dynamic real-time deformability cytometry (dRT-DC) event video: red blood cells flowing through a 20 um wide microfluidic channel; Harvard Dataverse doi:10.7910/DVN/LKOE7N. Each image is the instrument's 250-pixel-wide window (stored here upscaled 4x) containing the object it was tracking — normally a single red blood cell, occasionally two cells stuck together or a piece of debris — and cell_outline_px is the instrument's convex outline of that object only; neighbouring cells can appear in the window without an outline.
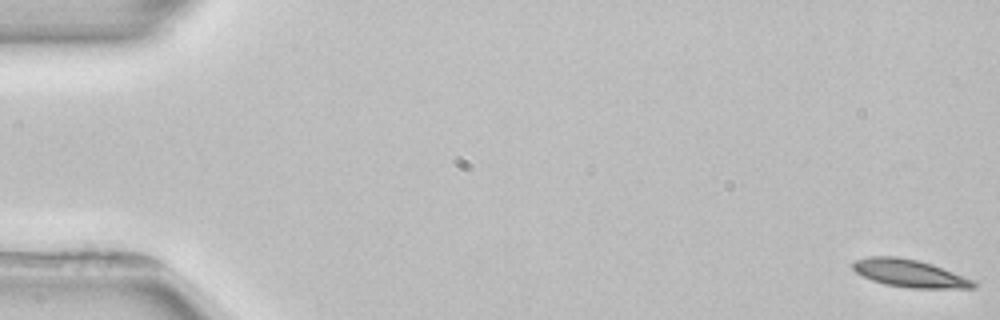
{"species": "common noctule bat (a hibernating species)", "species_latin": "Nyctalus noctula", "temperature_condition": "room temperature", "stored_images_in_passage": 4, "camera_frame_rate_fps": 3000, "um_per_image_px": 0.085, "animal": {"sex": "female", "body_mass_g": 22.7, "forearm_length_mm": 54.2}, "frame": {"image": 1, "passage_image": 1, "time_ms": 0.0, "image_size_px": [1000, 320], "cell_outline_px": [[976, 288], [908, 288], [884, 284], [872, 280], [856, 272], [852, 268], [852, 260], [868, 256], [896, 256], [916, 260], [932, 264], [972, 280], [976, 284]], "centroid_in_image_um": [77.25, 23.22], "position_along_channel_um": 7.8, "area_um2": 19.31}}
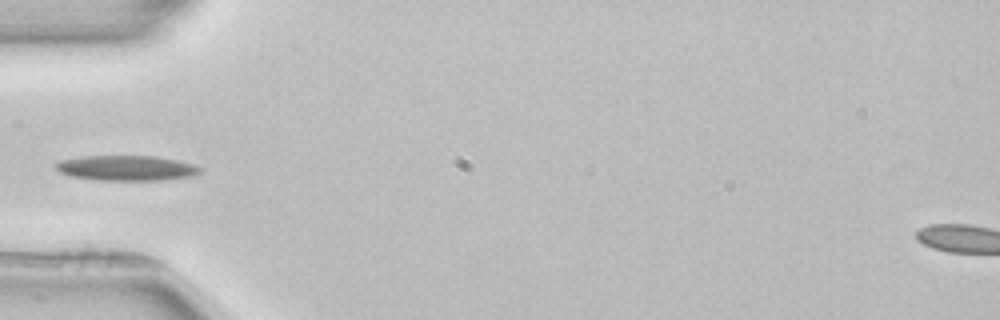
{"frame": {"image": 2, "passage_image": 4, "time_ms": 5.667, "image_size_px": [1000, 320], "cell_outline_px": [[200, 172], [196, 176], [160, 180], [96, 180], [72, 176], [60, 172], [56, 168], [56, 164], [60, 160], [80, 156], [156, 156], [176, 160], [192, 164], [200, 168]], "centroid_in_image_um": [10.75, 14.28], "position_along_channel_um": 74.3, "area_um2": 21.1}}